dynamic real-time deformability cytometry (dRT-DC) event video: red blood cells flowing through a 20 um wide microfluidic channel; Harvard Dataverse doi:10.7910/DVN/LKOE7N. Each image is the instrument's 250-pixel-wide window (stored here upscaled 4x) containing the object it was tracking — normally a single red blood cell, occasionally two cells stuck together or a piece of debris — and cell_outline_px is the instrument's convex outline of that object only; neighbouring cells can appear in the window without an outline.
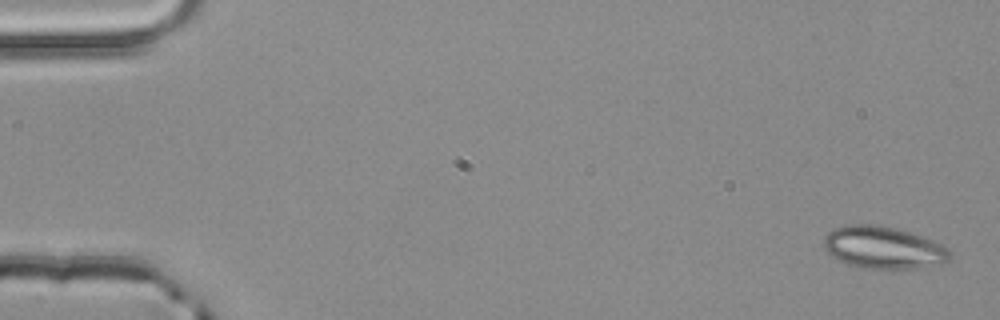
{"species": "common noctule bat (a hibernating species)", "species_latin": "Nyctalus noctula", "temperature_condition": "room temperature", "stored_images_in_passage": 5, "camera_frame_rate_fps": 3000, "um_per_image_px": 0.085, "animal": {"sex": "male", "body_mass_g": 20.4}, "frame": {"image": 1, "passage_image": 1, "time_ms": 0.0, "image_size_px": [1000, 320], "cell_outline_px": [[952, 256], [948, 260], [940, 264], [912, 268], [864, 268], [848, 264], [832, 256], [824, 248], [824, 236], [828, 232], [836, 228], [848, 224], [872, 224], [892, 228], [908, 232], [932, 240], [948, 248], [952, 252]], "centroid_in_image_um": [75.08, 21.04], "position_along_channel_um": 9.9, "area_um2": 30.63}}
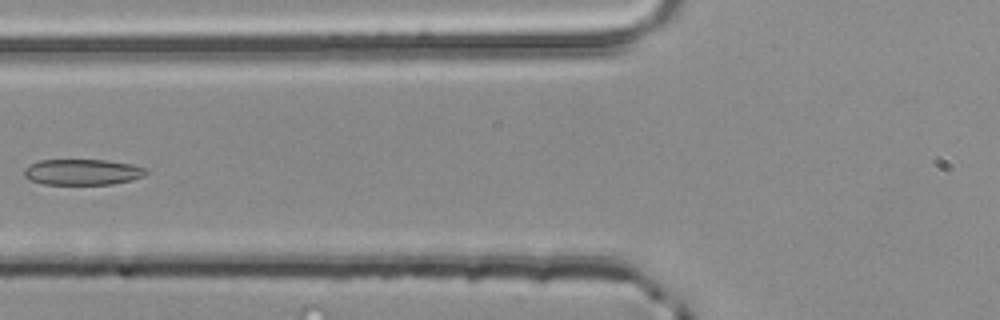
{"frame": {"image": 2, "passage_image": 5, "time_ms": 1.333, "image_size_px": [1000, 320], "cell_outline_px": [[148, 172], [144, 176], [132, 180], [112, 184], [44, 184], [28, 180], [24, 176], [24, 168], [28, 164], [40, 160], [104, 160], [132, 164], [144, 168]], "centroid_in_image_um": [6.97, 14.62], "position_along_channel_um": 118.8, "area_um2": 18.44}}